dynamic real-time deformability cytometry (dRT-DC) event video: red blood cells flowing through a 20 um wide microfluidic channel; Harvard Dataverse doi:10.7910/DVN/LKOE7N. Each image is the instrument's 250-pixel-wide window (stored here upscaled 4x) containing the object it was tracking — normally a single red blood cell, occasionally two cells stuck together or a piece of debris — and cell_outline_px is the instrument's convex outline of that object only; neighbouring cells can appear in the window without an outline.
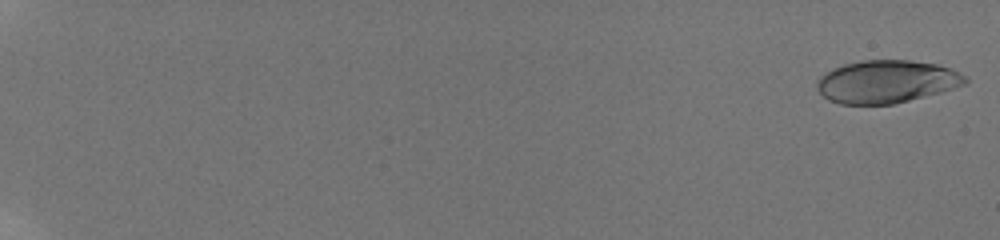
{"species": "human", "species_latin": "Homo sapiens", "temperature_condition": "room temperature", "stored_images_in_passage": 30, "camera_frame_rate_fps": 3000, "um_per_image_px": 0.085, "donor": {"sex": "male"}, "frame": {"image": 1, "passage_image": 2, "time_ms": 0.333, "image_size_px": [1000, 240], "cell_outline_px": [[968, 84], [940, 92], [892, 104], [840, 104], [828, 100], [816, 88], [816, 80], [824, 72], [832, 68], [844, 64], [860, 60], [912, 60], [936, 64], [948, 68], [968, 76]], "centroid_in_image_um": [75.33, 6.93], "position_along_channel_um": 9.7, "area_um2": 37.11}}
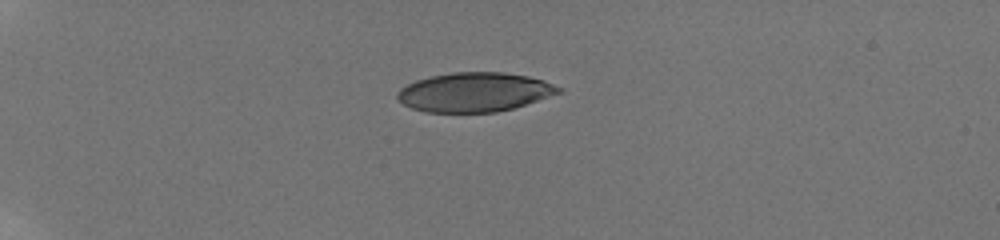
{"frame": {"image": 2, "passage_image": 19, "time_ms": 6.0, "image_size_px": [1000, 240], "cell_outline_px": [[564, 92], [512, 108], [496, 112], [424, 112], [412, 108], [404, 104], [396, 96], [396, 92], [400, 88], [416, 80], [432, 76], [452, 72], [504, 72], [528, 76], [544, 80], [564, 88]], "centroid_in_image_um": [40.36, 7.82], "position_along_channel_um": 44.6, "area_um2": 36.93}}
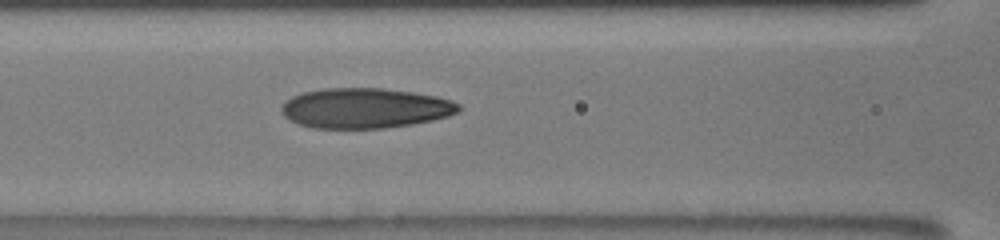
{"frame": {"image": 3, "passage_image": 30, "time_ms": 10.0, "image_size_px": [1000, 240], "cell_outline_px": [[460, 112], [448, 116], [432, 120], [412, 124], [384, 128], [312, 128], [300, 124], [284, 116], [280, 112], [280, 108], [284, 100], [292, 96], [304, 92], [324, 88], [380, 88], [412, 92], [436, 96], [452, 100], [460, 104]], "centroid_in_image_um": [31.03, 9.19], "position_along_channel_um": 135.6, "area_um2": 41.56}}